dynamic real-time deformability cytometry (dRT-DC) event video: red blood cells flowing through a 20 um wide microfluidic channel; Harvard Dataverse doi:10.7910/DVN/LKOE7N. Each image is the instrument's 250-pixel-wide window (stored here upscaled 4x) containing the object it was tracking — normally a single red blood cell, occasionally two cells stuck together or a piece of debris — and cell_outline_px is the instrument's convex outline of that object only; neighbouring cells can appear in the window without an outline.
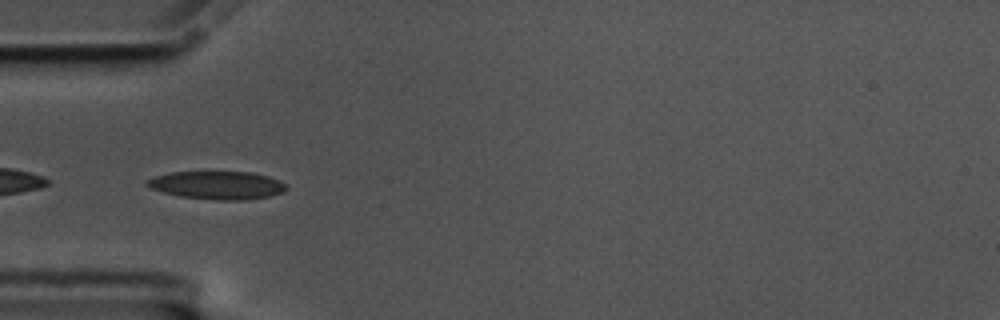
{"species": "common noctule bat (a hibernating species)", "species_latin": "Nyctalus noctula", "temperature_condition": "cold", "stored_images_in_passage": 52, "camera_frame_rate_fps": 3000, "um_per_image_px": 0.085, "animal": {"sex": "male", "body_mass_g": 17.5, "forearm_length_mm": 52.3}, "frame": {"image": 1, "passage_image": 12, "time_ms": 3.667, "image_size_px": [1000, 320], "cell_outline_px": [[288, 188], [284, 192], [272, 196], [244, 200], [216, 200], [180, 196], [164, 192], [152, 188], [144, 184], [148, 180], [156, 176], [172, 172], [252, 172], [268, 176], [280, 180]], "centroid_in_image_um": [18.53, 15.74], "position_along_channel_um": 66.5, "area_um2": 22.72}}
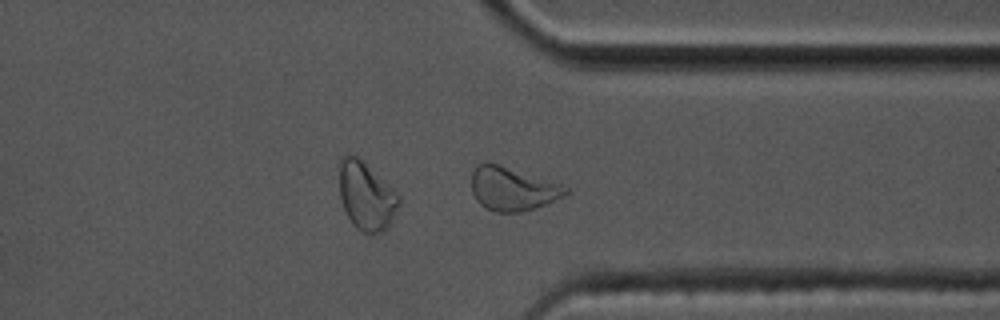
{"frame": {"image": 2, "passage_image": 38, "time_ms": 12.333, "image_size_px": [1000, 320], "cell_outline_px": [[568, 192], [564, 196], [544, 204], [520, 212], [496, 212], [480, 204], [476, 200], [472, 192], [472, 172], [476, 164], [484, 160], [560, 184], [568, 188]], "centroid_in_image_um": [43.5, 16.03], "position_along_channel_um": 367.9, "area_um2": 23.47}}
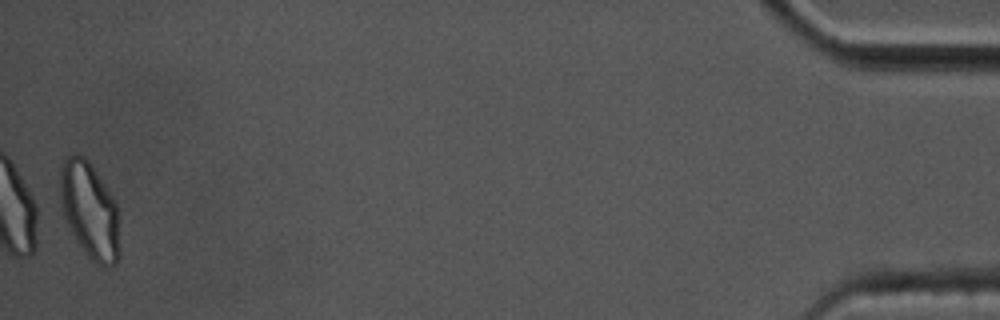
{"frame": {"image": 3, "passage_image": 51, "time_ms": 16.667, "image_size_px": [1000, 320], "cell_outline_px": [[120, 256], [116, 264], [104, 268], [96, 264], [84, 252], [64, 220], [60, 208], [60, 168], [64, 156], [84, 156], [88, 160], [112, 196], [116, 204], [120, 248]], "centroid_in_image_um": [7.6, 17.93], "position_along_channel_um": 427.6, "area_um2": 33.64}, "authors_computed_cell_mechanics": {"area_um2": 22.6576, "velocity_mm_per_s": 3.4916, "shape_relaxation_time_tau1_ms": 8.252, "shape_relaxation_time_tau2_ms": 2.0819, "deformation_change_tau1": 0.1647, "deformation_change_tau2": 0.0886}}